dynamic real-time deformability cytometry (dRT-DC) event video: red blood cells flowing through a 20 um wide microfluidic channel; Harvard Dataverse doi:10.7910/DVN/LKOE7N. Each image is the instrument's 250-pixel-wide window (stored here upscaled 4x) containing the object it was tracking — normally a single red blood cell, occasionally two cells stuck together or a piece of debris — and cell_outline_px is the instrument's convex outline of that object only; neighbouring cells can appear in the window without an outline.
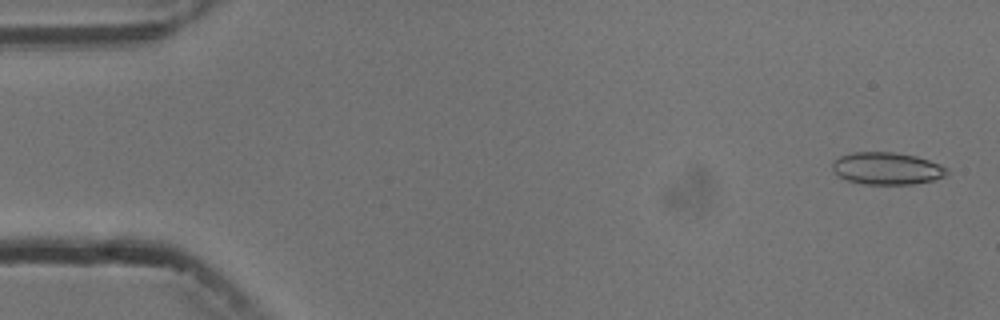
{"species": "common noctule bat (a hibernating species)", "species_latin": "Nyctalus noctula", "temperature_condition": "cold", "stored_images_in_passage": 5, "camera_frame_rate_fps": 3000, "um_per_image_px": 0.085, "animal": {"sex": "male", "body_mass_g": 13.3}, "frame": {"image": 1, "passage_image": 1, "time_ms": 0.0, "image_size_px": [1000, 320], "cell_outline_px": [[948, 176], [932, 180], [912, 184], [864, 184], [848, 180], [840, 176], [832, 168], [832, 160], [840, 156], [852, 152], [892, 152], [916, 156], [940, 164], [948, 168]], "centroid_in_image_um": [75.41, 14.31], "position_along_channel_um": 9.6, "area_um2": 21.5}}
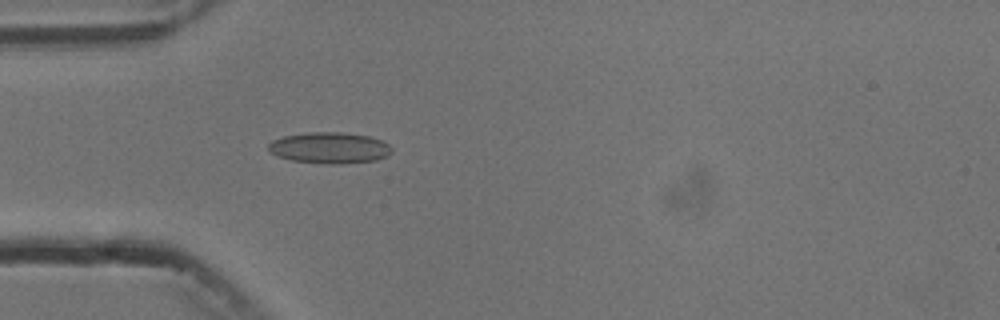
{"frame": {"image": 2, "passage_image": 5, "time_ms": 4.667, "image_size_px": [1000, 320], "cell_outline_px": [[392, 152], [376, 160], [344, 164], [324, 164], [292, 160], [280, 156], [272, 152], [268, 148], [268, 144], [272, 140], [284, 136], [312, 132], [340, 132], [368, 136], [384, 140], [392, 148]], "centroid_in_image_um": [28.05, 12.57], "position_along_channel_um": 57.0, "area_um2": 22.31}}